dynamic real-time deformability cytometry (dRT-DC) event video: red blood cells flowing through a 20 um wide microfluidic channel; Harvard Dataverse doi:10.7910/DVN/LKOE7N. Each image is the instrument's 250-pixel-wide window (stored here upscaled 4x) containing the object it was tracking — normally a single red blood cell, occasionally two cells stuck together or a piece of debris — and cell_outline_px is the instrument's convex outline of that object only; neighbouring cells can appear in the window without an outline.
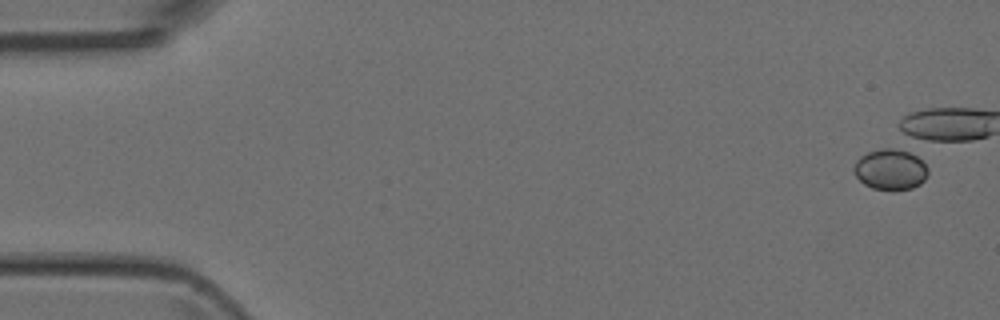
{"species": "Egyptian fruit bat (a non-hibernating species)", "species_latin": "Rousettus aegyptiacus", "temperature_condition": "room temperature", "stored_images_in_passage": 1, "camera_frame_rate_fps": 3000, "um_per_image_px": 0.085, "animal": {"sex": "female"}, "frame": {"image": 1, "passage_image": 1, "time_ms": 0.0, "image_size_px": [1000, 320], "cell_outline_px": [[928, 172], [924, 180], [920, 184], [912, 188], [892, 192], [872, 188], [864, 184], [856, 176], [852, 168], [856, 160], [860, 156], [868, 152], [880, 148], [908, 148], [928, 168]], "centroid_in_image_um": [75.68, 14.4], "position_along_channel_um": 9.3, "area_um2": 18.15}}